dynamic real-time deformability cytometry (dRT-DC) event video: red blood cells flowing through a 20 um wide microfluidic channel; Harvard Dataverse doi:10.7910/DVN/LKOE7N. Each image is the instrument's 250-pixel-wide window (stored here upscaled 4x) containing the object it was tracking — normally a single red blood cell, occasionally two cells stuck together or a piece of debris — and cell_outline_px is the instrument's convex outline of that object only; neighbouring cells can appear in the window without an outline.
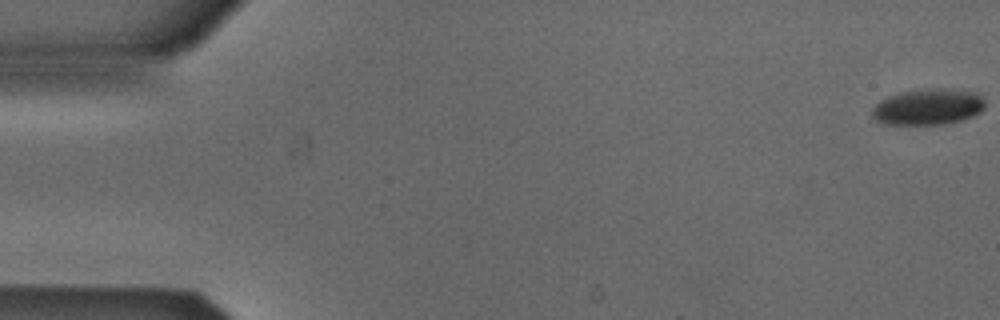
{"species": "Egyptian fruit bat (a non-hibernating species)", "species_latin": "Rousettus aegyptiacus", "temperature_condition": "cold", "stored_images_in_passage": 13, "camera_frame_rate_fps": 3000, "um_per_image_px": 0.085, "animal": {"sex": "male"}, "frame": {"image": 1, "passage_image": 1, "time_ms": 0.0, "image_size_px": [1000, 320], "cell_outline_px": [[984, 108], [980, 112], [972, 116], [960, 120], [940, 124], [884, 124], [876, 120], [872, 116], [872, 108], [880, 100], [888, 96], [900, 92], [932, 88], [952, 88], [980, 92], [984, 96]], "centroid_in_image_um": [78.92, 9.05], "position_along_channel_um": 6.1, "area_um2": 23.99}}